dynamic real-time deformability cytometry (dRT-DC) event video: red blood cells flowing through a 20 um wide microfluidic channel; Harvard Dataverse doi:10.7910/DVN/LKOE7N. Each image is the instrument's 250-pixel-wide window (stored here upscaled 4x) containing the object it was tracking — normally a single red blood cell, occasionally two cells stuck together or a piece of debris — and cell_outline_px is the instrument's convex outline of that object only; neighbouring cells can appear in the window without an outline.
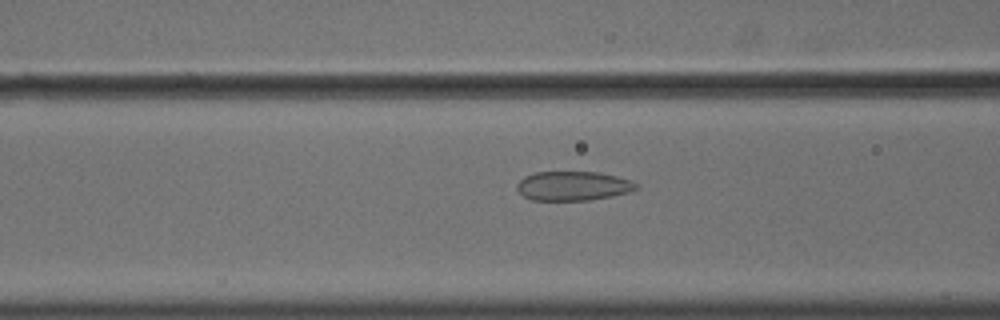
{"species": "common noctule bat (a hibernating species)", "species_latin": "Nyctalus noctula", "temperature_condition": "cold", "stored_images_in_passage": 44, "camera_frame_rate_fps": 3000, "um_per_image_px": 0.085, "animal": {"sex": "male", "body_mass_g": 18.8}, "frame": {"image": 1, "passage_image": 18, "time_ms": 5.667, "image_size_px": [1000, 320], "cell_outline_px": [[636, 188], [628, 192], [612, 196], [588, 200], [532, 200], [524, 196], [516, 188], [516, 184], [524, 176], [536, 172], [600, 172], [632, 180], [636, 184]], "centroid_in_image_um": [48.68, 15.8], "position_along_channel_um": 117.9, "area_um2": 20.23}}
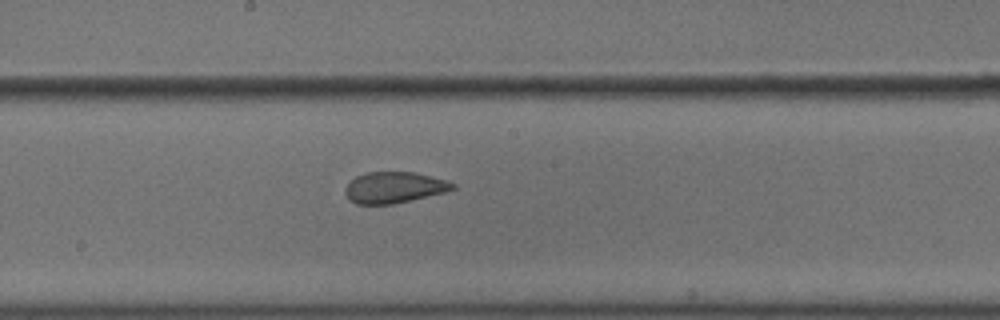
{"frame": {"image": 2, "passage_image": 26, "time_ms": 8.333, "image_size_px": [1000, 320], "cell_outline_px": [[456, 188], [444, 192], [392, 204], [356, 204], [348, 200], [344, 192], [344, 188], [356, 176], [368, 172], [412, 172], [444, 180], [456, 184]], "centroid_in_image_um": [33.44, 15.94], "position_along_channel_um": 214.8, "area_um2": 19.25}}
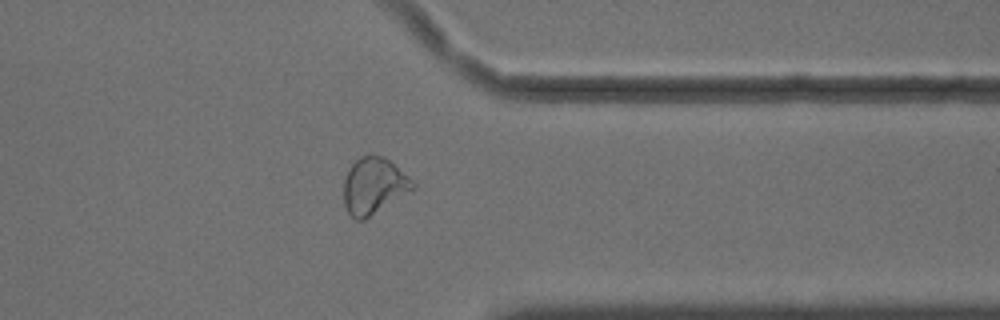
{"frame": {"image": 3, "passage_image": 40, "time_ms": 13.0, "image_size_px": [1000, 320], "cell_outline_px": [[416, 188], [364, 220], [356, 220], [348, 212], [344, 204], [344, 180], [352, 164], [360, 156], [372, 152], [384, 156], [408, 176], [416, 184]], "centroid_in_image_um": [31.78, 15.77], "position_along_channel_um": 379.6, "area_um2": 22.77}}